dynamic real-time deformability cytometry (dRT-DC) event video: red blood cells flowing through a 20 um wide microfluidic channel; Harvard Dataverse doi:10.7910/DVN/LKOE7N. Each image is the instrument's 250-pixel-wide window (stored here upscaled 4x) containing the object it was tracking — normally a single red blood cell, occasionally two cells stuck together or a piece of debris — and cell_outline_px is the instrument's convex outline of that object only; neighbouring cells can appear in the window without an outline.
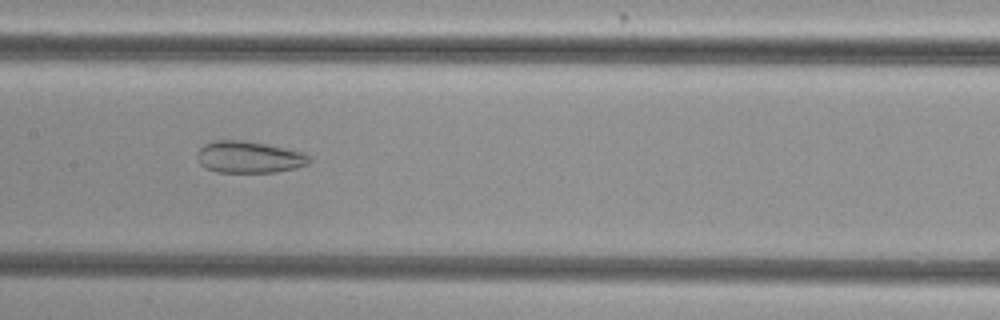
{"species": "common noctule bat (a hibernating species)", "species_latin": "Nyctalus noctula", "temperature_condition": "cold", "stored_images_in_passage": 38, "camera_frame_rate_fps": 3000, "um_per_image_px": 0.085, "animal": {"sex": "female", "body_mass_g": 29.2, "forearm_length_mm": 56.3}, "frame": {"image": 1, "passage_image": 11, "time_ms": 3.333, "image_size_px": [1000, 320], "cell_outline_px": [[312, 160], [308, 164], [296, 168], [276, 172], [216, 172], [204, 168], [200, 164], [196, 156], [196, 152], [204, 144], [216, 140], [244, 140], [304, 152]], "centroid_in_image_um": [21.14, 13.36], "position_along_channel_um": 186.3, "area_um2": 20.87}}
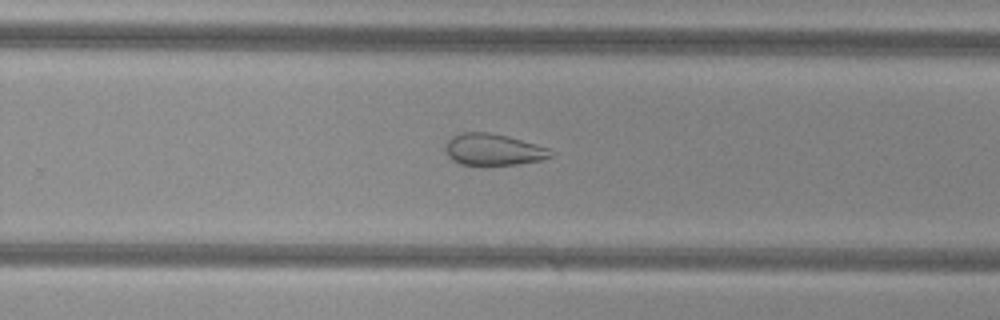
{"frame": {"image": 2, "passage_image": 19, "time_ms": 6.0, "image_size_px": [1000, 320], "cell_outline_px": [[556, 152], [552, 156], [540, 160], [516, 164], [460, 164], [452, 160], [448, 156], [444, 148], [444, 144], [452, 136], [460, 132], [488, 132], [508, 136], [536, 144], [548, 148]], "centroid_in_image_um": [41.91, 12.69], "position_along_channel_um": 287.9, "area_um2": 19.36}}
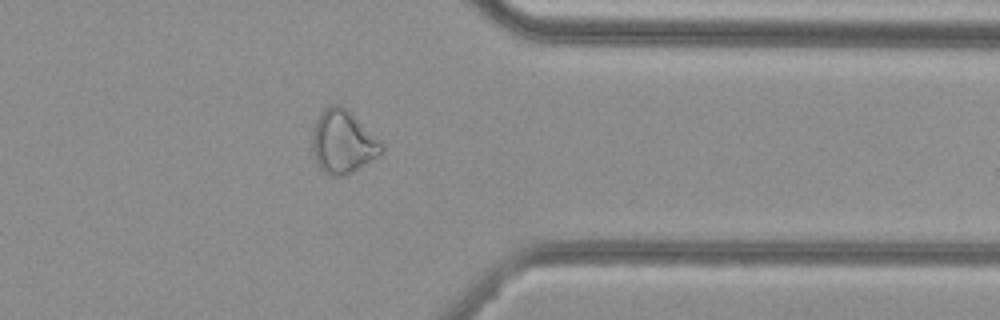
{"frame": {"image": 3, "passage_image": 27, "time_ms": 8.667, "image_size_px": [1000, 320], "cell_outline_px": [[384, 148], [376, 156], [352, 172], [344, 176], [332, 176], [320, 168], [316, 164], [312, 152], [312, 128], [320, 112], [328, 104], [340, 104], [380, 140], [384, 144]], "centroid_in_image_um": [29.08, 12.05], "position_along_channel_um": 382.3, "area_um2": 25.26}, "authors_computed_cell_mechanics": {"area_um2": 24.2471, "velocity_mm_per_s": 3.8248, "shape_relaxation_time_tau1_ms": null, "shape_relaxation_time_tau2_ms": 2.94, "deformation_change_tau1": null, "deformation_change_tau2": 0.1088}}